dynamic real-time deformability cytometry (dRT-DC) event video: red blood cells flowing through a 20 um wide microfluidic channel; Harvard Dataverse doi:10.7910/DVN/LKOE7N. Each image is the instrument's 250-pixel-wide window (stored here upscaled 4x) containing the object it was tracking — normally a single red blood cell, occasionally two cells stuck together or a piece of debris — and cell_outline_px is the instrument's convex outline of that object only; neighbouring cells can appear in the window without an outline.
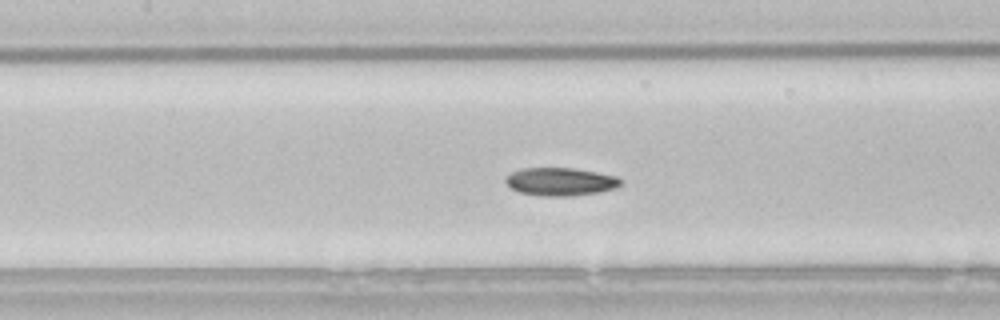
{"species": "common noctule bat (a hibernating species)", "species_latin": "Nyctalus noctula", "temperature_condition": "room temperature", "stored_images_in_passage": 54, "camera_frame_rate_fps": 3000, "um_per_image_px": 0.085, "animal": {"sex": "male", "body_mass_g": 21.5, "forearm_length_mm": 52.0}, "frame": {"image": 1, "passage_image": 24, "time_ms": 7.667, "image_size_px": [1000, 320], "cell_outline_px": [[624, 180], [616, 188], [600, 192], [572, 196], [544, 196], [520, 192], [512, 188], [504, 180], [512, 172], [520, 168], [572, 168], [596, 172], [616, 176]], "centroid_in_image_um": [47.67, 15.44], "position_along_channel_um": 159.7, "area_um2": 18.73}}
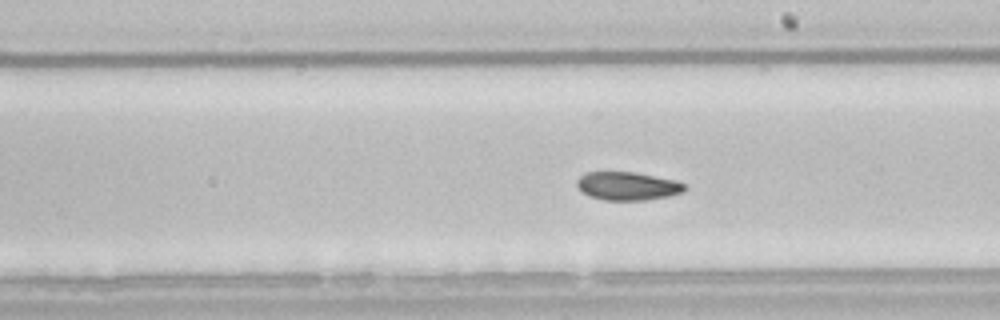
{"frame": {"image": 2, "passage_image": 30, "time_ms": 9.667, "image_size_px": [1000, 320], "cell_outline_px": [[688, 188], [684, 192], [668, 196], [648, 200], [604, 200], [592, 196], [584, 192], [576, 184], [576, 180], [584, 172], [632, 172], [676, 180], [684, 184]], "centroid_in_image_um": [53.37, 15.81], "position_along_channel_um": 235.6, "area_um2": 17.69}}
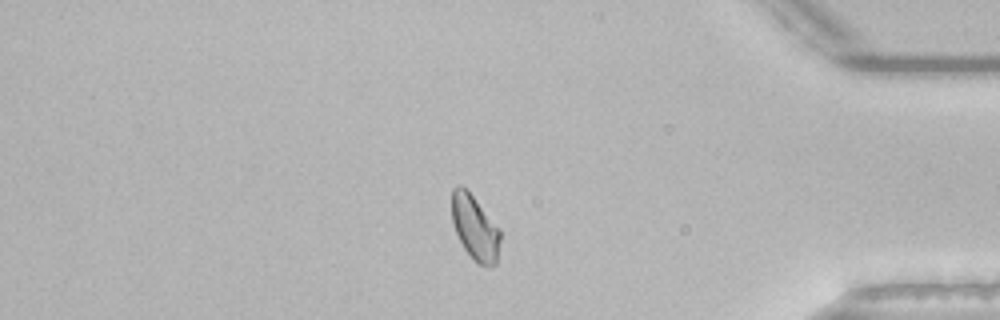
{"frame": {"image": 3, "passage_image": 45, "time_ms": 14.667, "image_size_px": [1000, 320], "cell_outline_px": [[500, 240], [496, 264], [488, 268], [476, 264], [464, 248], [456, 232], [452, 220], [452, 188], [456, 184], [460, 184], [472, 196], [500, 228]], "centroid_in_image_um": [40.37, 19.39], "position_along_channel_um": 394.8, "area_um2": 18.26}, "authors_computed_cell_mechanics": {"area_um2": 18.5827, "velocity_mm_per_s": 3.8006, "shape_relaxation_time_tau1_ms": 6.0715, "shape_relaxation_time_tau2_ms": 5.2448, "deformation_change_tau1": 0.0989, "deformation_change_tau2": 0.0806}}